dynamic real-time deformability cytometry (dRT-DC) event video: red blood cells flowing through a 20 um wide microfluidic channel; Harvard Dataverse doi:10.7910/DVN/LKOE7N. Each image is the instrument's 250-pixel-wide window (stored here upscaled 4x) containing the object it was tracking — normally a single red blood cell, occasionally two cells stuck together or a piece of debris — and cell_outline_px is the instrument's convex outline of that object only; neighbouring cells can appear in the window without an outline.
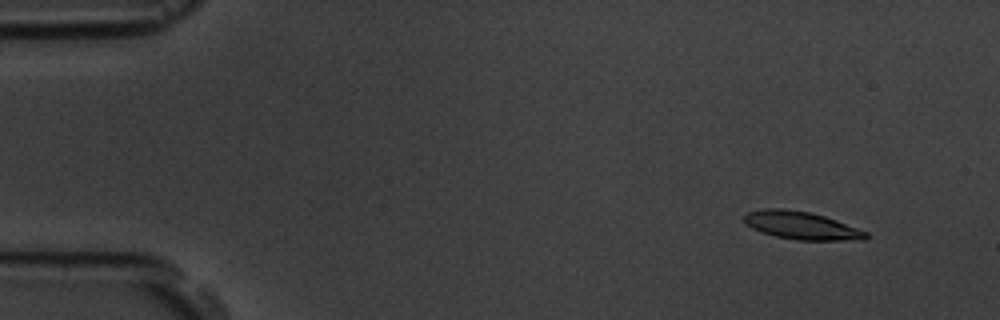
{"species": "common noctule bat (a hibernating species)", "species_latin": "Nyctalus noctula", "temperature_condition": "room temperature", "stored_images_in_passage": 53, "camera_frame_rate_fps": 3000, "um_per_image_px": 0.085, "animal": {"sex": "male", "body_mass_g": 19.5, "forearm_length_mm": 54.6}, "frame": {"image": 1, "passage_image": 4, "time_ms": 1.0, "image_size_px": [1000, 320], "cell_outline_px": [[868, 236], [864, 240], [796, 240], [776, 236], [760, 232], [752, 228], [744, 220], [744, 216], [748, 212], [764, 208], [784, 208], [812, 212], [836, 220], [868, 232]], "centroid_in_image_um": [68.13, 19.16], "position_along_channel_um": 16.9, "area_um2": 19.77}}
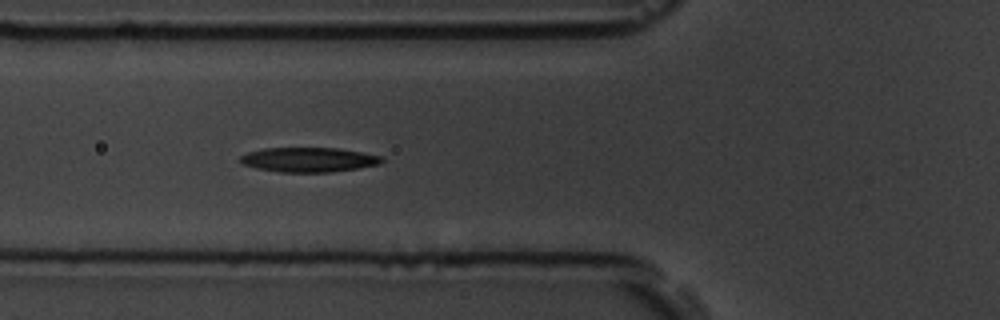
{"frame": {"image": 2, "passage_image": 19, "time_ms": 6.0, "image_size_px": [1000, 320], "cell_outline_px": [[384, 160], [380, 164], [356, 168], [328, 172], [280, 172], [256, 168], [244, 164], [240, 160], [240, 156], [248, 152], [264, 148], [336, 148], [360, 152], [380, 156]], "centroid_in_image_um": [26.21, 13.57], "position_along_channel_um": 99.6, "area_um2": 20.0}}
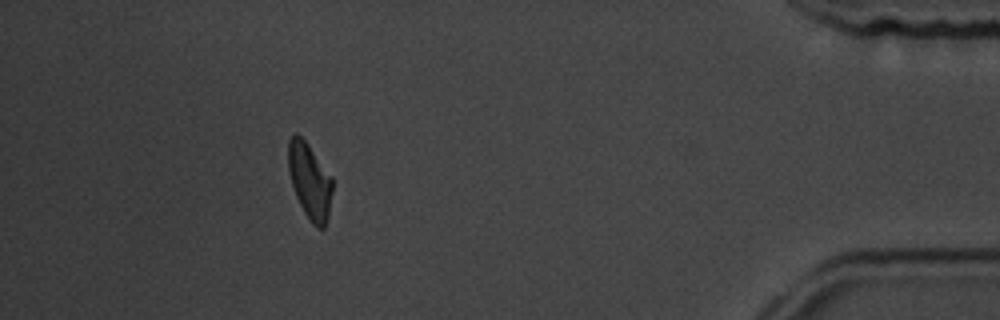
{"frame": {"image": 3, "passage_image": 48, "time_ms": 15.667, "image_size_px": [1000, 320], "cell_outline_px": [[332, 192], [328, 216], [324, 228], [316, 228], [312, 224], [304, 212], [296, 196], [292, 184], [288, 168], [288, 140], [296, 132], [304, 140], [332, 176]], "centroid_in_image_um": [26.32, 15.39], "position_along_channel_um": 408.9, "area_um2": 19.31}, "authors_computed_cell_mechanics": {"area_um2": 20.0566, "velocity_mm_per_s": 3.7611, "shape_relaxation_time_tau1_ms": 4.2047, "shape_relaxation_time_tau2_ms": null, "deformation_change_tau1": 0.1406, "deformation_change_tau2": null}}